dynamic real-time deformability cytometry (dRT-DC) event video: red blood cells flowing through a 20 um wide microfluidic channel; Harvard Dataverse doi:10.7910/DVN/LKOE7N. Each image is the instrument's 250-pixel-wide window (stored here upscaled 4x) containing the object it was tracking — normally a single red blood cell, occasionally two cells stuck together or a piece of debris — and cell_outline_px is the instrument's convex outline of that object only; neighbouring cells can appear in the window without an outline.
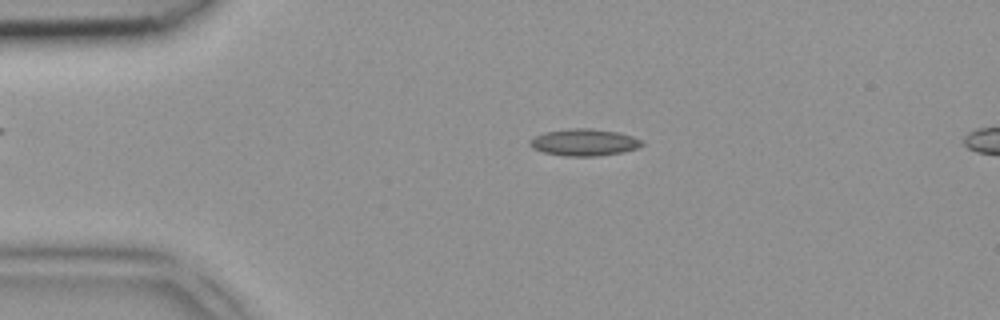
{"species": "common noctule bat (a hibernating species)", "species_latin": "Nyctalus noctula", "temperature_condition": "room temperature", "stored_images_in_passage": 2, "camera_frame_rate_fps": 3000, "um_per_image_px": 0.085, "animal": {"sex": "female", "body_mass_g": 18.4}, "frame": {"image": 1, "passage_image": 1, "time_ms": 0.0, "image_size_px": [1000, 320], "cell_outline_px": [[644, 144], [636, 148], [624, 152], [600, 156], [564, 156], [544, 152], [532, 148], [528, 144], [528, 140], [544, 132], [568, 128], [588, 128], [616, 132], [632, 136], [644, 140]], "centroid_in_image_um": [49.64, 12.1], "position_along_channel_um": 35.4, "area_um2": 17.69}}